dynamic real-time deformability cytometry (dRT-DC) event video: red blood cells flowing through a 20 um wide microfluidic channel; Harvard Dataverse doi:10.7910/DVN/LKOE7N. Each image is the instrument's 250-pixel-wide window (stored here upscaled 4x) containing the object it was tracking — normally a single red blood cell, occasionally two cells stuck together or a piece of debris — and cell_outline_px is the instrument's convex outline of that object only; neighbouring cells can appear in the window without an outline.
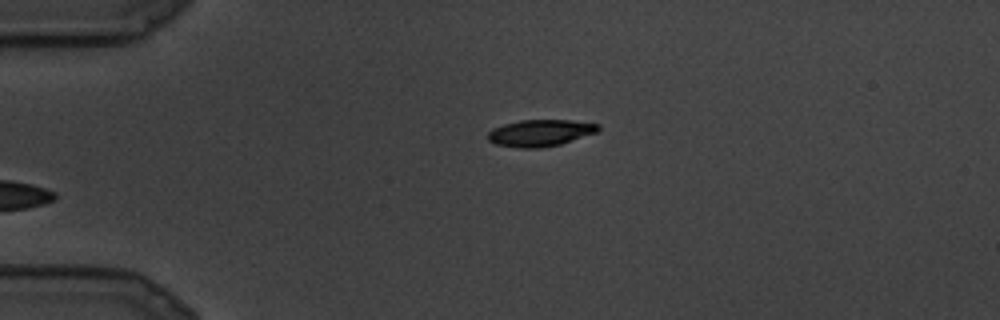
{"species": "common noctule bat (a hibernating species)", "species_latin": "Nyctalus noctula", "temperature_condition": "cold", "stored_images_in_passage": 3, "camera_frame_rate_fps": 3000, "um_per_image_px": 0.085, "animal": {"sex": "male", "body_mass_g": 19.5, "forearm_length_mm": 54.6}, "frame": {"image": 1, "passage_image": 1, "time_ms": 0.0, "image_size_px": [1000, 320], "cell_outline_px": [[600, 128], [596, 132], [560, 144], [540, 148], [520, 148], [496, 144], [488, 140], [488, 132], [492, 128], [504, 124], [520, 120], [572, 120], [600, 124]], "centroid_in_image_um": [45.9, 11.29], "position_along_channel_um": 39.1, "area_um2": 17.11}}